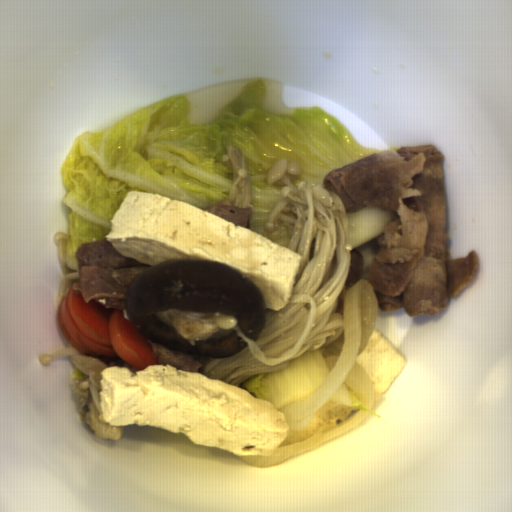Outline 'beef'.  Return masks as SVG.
Instances as JSON below:
<instances>
[{
	"instance_id": "33117281",
	"label": "beef",
	"mask_w": 512,
	"mask_h": 512,
	"mask_svg": "<svg viewBox=\"0 0 512 512\" xmlns=\"http://www.w3.org/2000/svg\"><path fill=\"white\" fill-rule=\"evenodd\" d=\"M445 155L432 143L384 149L331 170L322 186L347 212L392 211L366 279L382 312L436 316L473 281L476 250L451 258L446 233Z\"/></svg>"
},
{
	"instance_id": "835553da",
	"label": "beef",
	"mask_w": 512,
	"mask_h": 512,
	"mask_svg": "<svg viewBox=\"0 0 512 512\" xmlns=\"http://www.w3.org/2000/svg\"><path fill=\"white\" fill-rule=\"evenodd\" d=\"M78 281L72 288L84 302L94 300L104 308L124 309L133 279L152 268L123 256L105 239L83 242L75 252Z\"/></svg>"
},
{
	"instance_id": "3709a7b0",
	"label": "beef",
	"mask_w": 512,
	"mask_h": 512,
	"mask_svg": "<svg viewBox=\"0 0 512 512\" xmlns=\"http://www.w3.org/2000/svg\"><path fill=\"white\" fill-rule=\"evenodd\" d=\"M147 341L151 345L159 365L169 364L175 369L185 370L191 373H199V369L203 367L201 357L196 358L195 355L181 353L179 350H171L165 345L153 342L149 338Z\"/></svg>"
},
{
	"instance_id": "2567d371",
	"label": "beef",
	"mask_w": 512,
	"mask_h": 512,
	"mask_svg": "<svg viewBox=\"0 0 512 512\" xmlns=\"http://www.w3.org/2000/svg\"><path fill=\"white\" fill-rule=\"evenodd\" d=\"M202 210L209 211L213 215H218L234 225L250 228L251 219L254 214V207L247 206L239 208L234 205L230 197L222 199L218 202H212L206 206H200Z\"/></svg>"
},
{
	"instance_id": "bafd7931",
	"label": "beef",
	"mask_w": 512,
	"mask_h": 512,
	"mask_svg": "<svg viewBox=\"0 0 512 512\" xmlns=\"http://www.w3.org/2000/svg\"><path fill=\"white\" fill-rule=\"evenodd\" d=\"M364 276V257L361 252L352 248L350 251V267L348 280L344 286L345 290H349L353 285L357 284Z\"/></svg>"
}]
</instances>
